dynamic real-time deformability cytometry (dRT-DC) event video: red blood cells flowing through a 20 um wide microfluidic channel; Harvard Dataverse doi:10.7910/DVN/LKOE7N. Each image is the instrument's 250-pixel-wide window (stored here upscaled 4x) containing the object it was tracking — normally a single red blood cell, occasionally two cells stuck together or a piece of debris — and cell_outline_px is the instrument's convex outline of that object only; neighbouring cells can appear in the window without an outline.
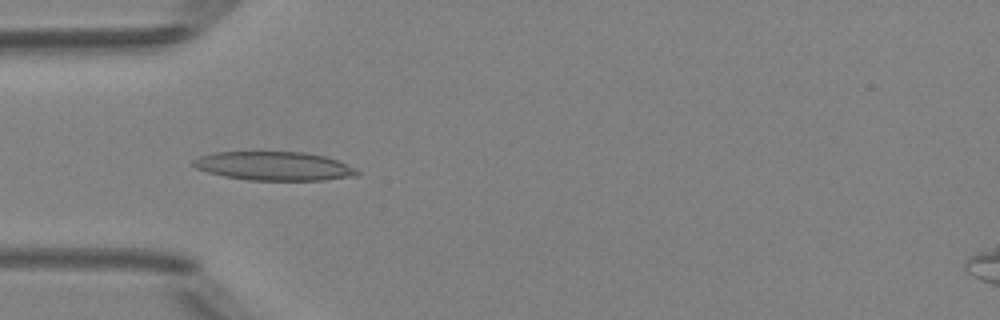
{"species": "Egyptian fruit bat (a non-hibernating species)", "species_latin": "Rousettus aegyptiacus", "temperature_condition": "room temperature", "stored_images_in_passage": 7, "camera_frame_rate_fps": 3000, "um_per_image_px": 0.085, "animal": {"sex": "female"}, "frame": {"image": 1, "passage_image": 4, "time_ms": 4.333, "image_size_px": [1000, 320], "cell_outline_px": [[360, 172], [356, 176], [324, 180], [248, 180], [224, 176], [208, 172], [196, 168], [192, 164], [192, 160], [200, 156], [212, 152], [304, 152], [324, 156], [336, 160], [356, 168]], "centroid_in_image_um": [23.28, 14.11], "position_along_channel_um": 61.7, "area_um2": 27.46}}
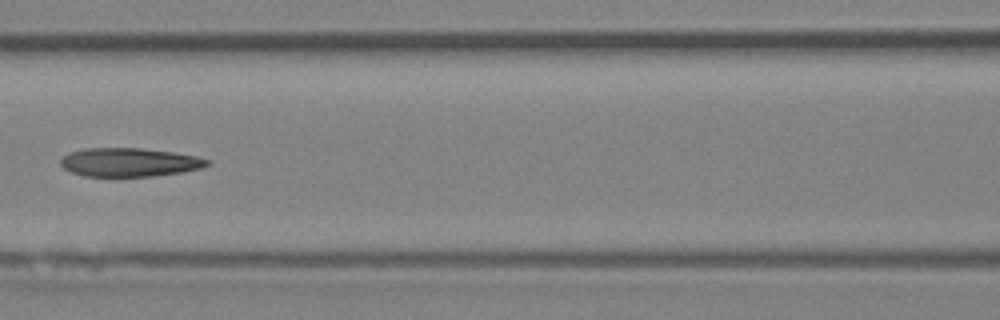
{"frame": {"image": 2, "passage_image": 6, "time_ms": 6.667, "image_size_px": [1000, 320], "cell_outline_px": [[212, 164], [200, 168], [180, 172], [152, 176], [84, 176], [72, 172], [64, 168], [60, 164], [60, 160], [68, 152], [84, 148], [140, 148], [172, 152], [196, 156], [212, 160]], "centroid_in_image_um": [11.0, 13.78], "position_along_channel_um": 155.6, "area_um2": 24.45}}
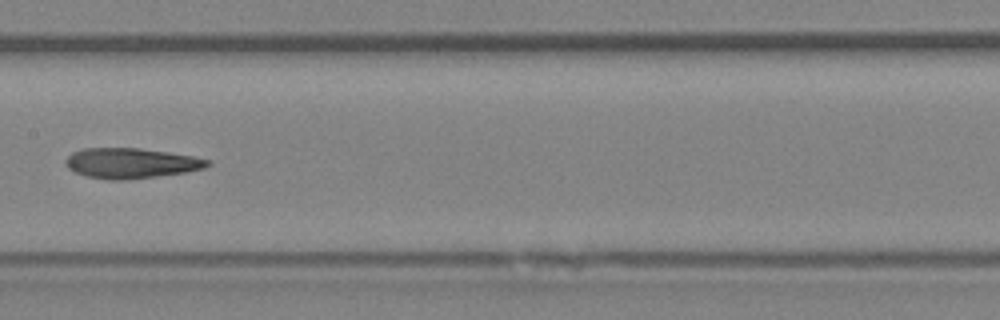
{"frame": {"image": 3, "passage_image": 7, "time_ms": 7.667, "image_size_px": [1000, 320], "cell_outline_px": [[212, 164], [204, 168], [188, 172], [124, 180], [108, 180], [88, 176], [76, 172], [68, 168], [64, 164], [64, 160], [72, 152], [84, 148], [140, 148], [168, 152], [192, 156], [212, 160]], "centroid_in_image_um": [11.15, 13.86], "position_along_channel_um": 196.3, "area_um2": 25.09}}